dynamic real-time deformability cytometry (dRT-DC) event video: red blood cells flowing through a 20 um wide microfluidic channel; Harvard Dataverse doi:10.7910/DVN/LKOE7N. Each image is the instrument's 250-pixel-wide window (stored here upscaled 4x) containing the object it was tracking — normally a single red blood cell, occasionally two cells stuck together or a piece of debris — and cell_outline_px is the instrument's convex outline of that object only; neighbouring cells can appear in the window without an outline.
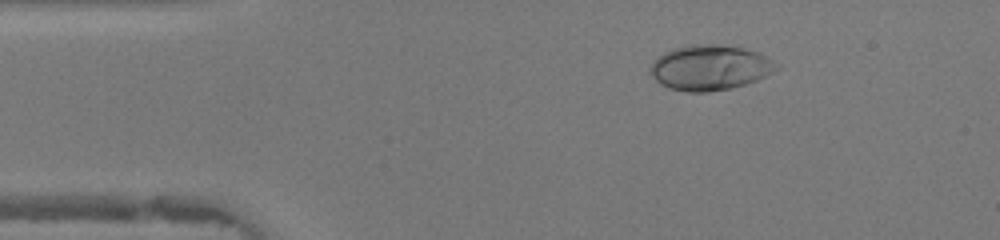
{"species": "human", "species_latin": "Homo sapiens", "temperature_condition": "warm", "stored_images_in_passage": 46, "camera_frame_rate_fps": 3000, "um_per_image_px": 0.085, "donor": {"sex": "female"}, "frame": {"image": 1, "passage_image": 7, "time_ms": 2.0, "image_size_px": [1000, 240], "cell_outline_px": [[780, 68], [756, 80], [732, 88], [708, 92], [688, 92], [668, 88], [660, 84], [652, 76], [652, 64], [664, 52], [672, 48], [692, 44], [708, 44], [740, 48], [756, 52], [780, 64]], "centroid_in_image_um": [60.34, 5.76], "position_along_channel_um": 24.7, "area_um2": 32.77}}
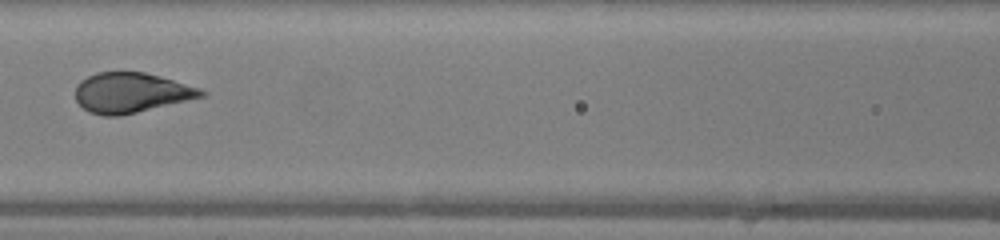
{"frame": {"image": 2, "passage_image": 20, "time_ms": 6.333, "image_size_px": [1000, 240], "cell_outline_px": [[208, 92], [204, 96], [120, 116], [104, 116], [88, 112], [76, 100], [76, 84], [80, 80], [96, 72], [144, 72], [200, 88]], "centroid_in_image_um": [11.11, 7.88], "position_along_channel_um": 155.5, "area_um2": 29.13}}
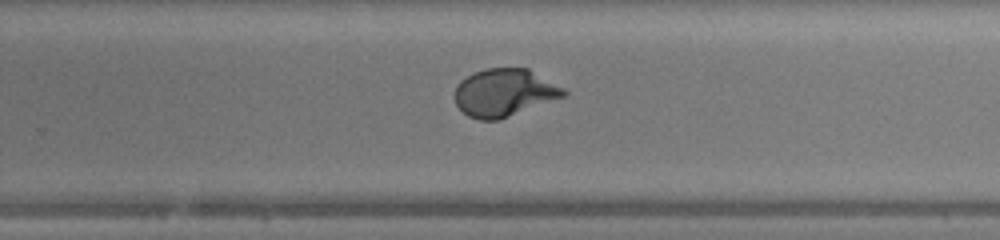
{"frame": {"image": 3, "passage_image": 29, "time_ms": 9.333, "image_size_px": [1000, 240], "cell_outline_px": [[568, 92], [564, 96], [500, 120], [480, 120], [468, 116], [456, 104], [456, 88], [460, 80], [472, 72], [488, 68], [528, 68], [564, 88]], "centroid_in_image_um": [42.86, 7.87], "position_along_channel_um": 286.9, "area_um2": 30.11}, "authors_computed_cell_mechanics": {"area_um2": 30.7496, "velocity_mm_per_s": 4.3985, "shape_relaxation_time_tau1_ms": 3.4866, "shape_relaxation_time_tau2_ms": null, "deformation_change_tau1": 0.2119, "deformation_change_tau2": null}}